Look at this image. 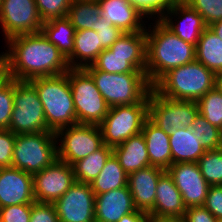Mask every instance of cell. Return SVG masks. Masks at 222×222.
<instances>
[{
    "label": "cell",
    "instance_id": "6da1fadb",
    "mask_svg": "<svg viewBox=\"0 0 222 222\" xmlns=\"http://www.w3.org/2000/svg\"><path fill=\"white\" fill-rule=\"evenodd\" d=\"M5 42L8 49L0 54L10 79L30 81L61 75L70 69L67 59L42 32L16 35Z\"/></svg>",
    "mask_w": 222,
    "mask_h": 222
},
{
    "label": "cell",
    "instance_id": "7a4b0ae2",
    "mask_svg": "<svg viewBox=\"0 0 222 222\" xmlns=\"http://www.w3.org/2000/svg\"><path fill=\"white\" fill-rule=\"evenodd\" d=\"M145 31L146 77L151 86L171 69L196 60L195 45L182 40L160 19L148 24Z\"/></svg>",
    "mask_w": 222,
    "mask_h": 222
},
{
    "label": "cell",
    "instance_id": "3957f363",
    "mask_svg": "<svg viewBox=\"0 0 222 222\" xmlns=\"http://www.w3.org/2000/svg\"><path fill=\"white\" fill-rule=\"evenodd\" d=\"M43 105L49 131L76 125L77 118L69 82V70L61 75L38 77L28 81Z\"/></svg>",
    "mask_w": 222,
    "mask_h": 222
},
{
    "label": "cell",
    "instance_id": "277c9868",
    "mask_svg": "<svg viewBox=\"0 0 222 222\" xmlns=\"http://www.w3.org/2000/svg\"><path fill=\"white\" fill-rule=\"evenodd\" d=\"M214 84L215 73L195 60L165 73L152 89L169 99L197 102Z\"/></svg>",
    "mask_w": 222,
    "mask_h": 222
},
{
    "label": "cell",
    "instance_id": "5b68a950",
    "mask_svg": "<svg viewBox=\"0 0 222 222\" xmlns=\"http://www.w3.org/2000/svg\"><path fill=\"white\" fill-rule=\"evenodd\" d=\"M93 78L96 87L109 107L149 103L152 86L144 72L107 73L92 65L84 68Z\"/></svg>",
    "mask_w": 222,
    "mask_h": 222
},
{
    "label": "cell",
    "instance_id": "8992f818",
    "mask_svg": "<svg viewBox=\"0 0 222 222\" xmlns=\"http://www.w3.org/2000/svg\"><path fill=\"white\" fill-rule=\"evenodd\" d=\"M146 31L124 33L103 50L92 66L107 73L144 72L146 74Z\"/></svg>",
    "mask_w": 222,
    "mask_h": 222
},
{
    "label": "cell",
    "instance_id": "52a82bcc",
    "mask_svg": "<svg viewBox=\"0 0 222 222\" xmlns=\"http://www.w3.org/2000/svg\"><path fill=\"white\" fill-rule=\"evenodd\" d=\"M57 159L56 135L52 131L16 135L12 167L34 175Z\"/></svg>",
    "mask_w": 222,
    "mask_h": 222
},
{
    "label": "cell",
    "instance_id": "ba28073f",
    "mask_svg": "<svg viewBox=\"0 0 222 222\" xmlns=\"http://www.w3.org/2000/svg\"><path fill=\"white\" fill-rule=\"evenodd\" d=\"M69 82L78 124L99 125L108 114L109 105L84 68H70Z\"/></svg>",
    "mask_w": 222,
    "mask_h": 222
},
{
    "label": "cell",
    "instance_id": "9c48e42d",
    "mask_svg": "<svg viewBox=\"0 0 222 222\" xmlns=\"http://www.w3.org/2000/svg\"><path fill=\"white\" fill-rule=\"evenodd\" d=\"M13 111L9 130L16 134L49 131L43 105L36 89L28 81L14 80Z\"/></svg>",
    "mask_w": 222,
    "mask_h": 222
},
{
    "label": "cell",
    "instance_id": "30bf717a",
    "mask_svg": "<svg viewBox=\"0 0 222 222\" xmlns=\"http://www.w3.org/2000/svg\"><path fill=\"white\" fill-rule=\"evenodd\" d=\"M149 103L114 106L98 125L103 144L115 147L128 140L131 136L141 133L148 119Z\"/></svg>",
    "mask_w": 222,
    "mask_h": 222
},
{
    "label": "cell",
    "instance_id": "8fae6325",
    "mask_svg": "<svg viewBox=\"0 0 222 222\" xmlns=\"http://www.w3.org/2000/svg\"><path fill=\"white\" fill-rule=\"evenodd\" d=\"M198 114L199 107L195 101L169 99L153 89L149 92L148 119L165 133L189 128Z\"/></svg>",
    "mask_w": 222,
    "mask_h": 222
},
{
    "label": "cell",
    "instance_id": "7c38bea8",
    "mask_svg": "<svg viewBox=\"0 0 222 222\" xmlns=\"http://www.w3.org/2000/svg\"><path fill=\"white\" fill-rule=\"evenodd\" d=\"M55 135L57 159L71 166L103 145L98 125L76 124L58 130Z\"/></svg>",
    "mask_w": 222,
    "mask_h": 222
},
{
    "label": "cell",
    "instance_id": "4fadbf2b",
    "mask_svg": "<svg viewBox=\"0 0 222 222\" xmlns=\"http://www.w3.org/2000/svg\"><path fill=\"white\" fill-rule=\"evenodd\" d=\"M42 25L35 0H0V26L5 41L16 35L41 32Z\"/></svg>",
    "mask_w": 222,
    "mask_h": 222
},
{
    "label": "cell",
    "instance_id": "5bb4252c",
    "mask_svg": "<svg viewBox=\"0 0 222 222\" xmlns=\"http://www.w3.org/2000/svg\"><path fill=\"white\" fill-rule=\"evenodd\" d=\"M75 182L73 167L56 159L51 165L33 175L35 201L54 203Z\"/></svg>",
    "mask_w": 222,
    "mask_h": 222
},
{
    "label": "cell",
    "instance_id": "9a60e30c",
    "mask_svg": "<svg viewBox=\"0 0 222 222\" xmlns=\"http://www.w3.org/2000/svg\"><path fill=\"white\" fill-rule=\"evenodd\" d=\"M53 204L59 222H95V194L88 183L75 182Z\"/></svg>",
    "mask_w": 222,
    "mask_h": 222
},
{
    "label": "cell",
    "instance_id": "2e32d148",
    "mask_svg": "<svg viewBox=\"0 0 222 222\" xmlns=\"http://www.w3.org/2000/svg\"><path fill=\"white\" fill-rule=\"evenodd\" d=\"M181 193L184 205L203 206L210 185L194 162L172 163L166 170Z\"/></svg>",
    "mask_w": 222,
    "mask_h": 222
},
{
    "label": "cell",
    "instance_id": "e0dca14e",
    "mask_svg": "<svg viewBox=\"0 0 222 222\" xmlns=\"http://www.w3.org/2000/svg\"><path fill=\"white\" fill-rule=\"evenodd\" d=\"M160 20L182 40L195 46L202 32L208 27L203 17L184 1H175Z\"/></svg>",
    "mask_w": 222,
    "mask_h": 222
},
{
    "label": "cell",
    "instance_id": "ac0fdd59",
    "mask_svg": "<svg viewBox=\"0 0 222 222\" xmlns=\"http://www.w3.org/2000/svg\"><path fill=\"white\" fill-rule=\"evenodd\" d=\"M34 202L33 175L13 167L0 168V208Z\"/></svg>",
    "mask_w": 222,
    "mask_h": 222
},
{
    "label": "cell",
    "instance_id": "d6986e66",
    "mask_svg": "<svg viewBox=\"0 0 222 222\" xmlns=\"http://www.w3.org/2000/svg\"><path fill=\"white\" fill-rule=\"evenodd\" d=\"M100 16L119 28L123 33L145 31L146 16L129 0H97ZM143 19H145L143 21ZM145 22V23H144Z\"/></svg>",
    "mask_w": 222,
    "mask_h": 222
},
{
    "label": "cell",
    "instance_id": "ffe728a7",
    "mask_svg": "<svg viewBox=\"0 0 222 222\" xmlns=\"http://www.w3.org/2000/svg\"><path fill=\"white\" fill-rule=\"evenodd\" d=\"M165 172L160 167L148 166L128 174L127 185L137 210L148 213L153 208L157 183Z\"/></svg>",
    "mask_w": 222,
    "mask_h": 222
},
{
    "label": "cell",
    "instance_id": "44dd1931",
    "mask_svg": "<svg viewBox=\"0 0 222 222\" xmlns=\"http://www.w3.org/2000/svg\"><path fill=\"white\" fill-rule=\"evenodd\" d=\"M94 209L95 222H118L137 210L128 185L95 195Z\"/></svg>",
    "mask_w": 222,
    "mask_h": 222
},
{
    "label": "cell",
    "instance_id": "7402d4cb",
    "mask_svg": "<svg viewBox=\"0 0 222 222\" xmlns=\"http://www.w3.org/2000/svg\"><path fill=\"white\" fill-rule=\"evenodd\" d=\"M187 207L173 179L165 172L158 180L155 203L148 214L158 217L183 218Z\"/></svg>",
    "mask_w": 222,
    "mask_h": 222
},
{
    "label": "cell",
    "instance_id": "603a6c76",
    "mask_svg": "<svg viewBox=\"0 0 222 222\" xmlns=\"http://www.w3.org/2000/svg\"><path fill=\"white\" fill-rule=\"evenodd\" d=\"M113 154L127 175L151 166L142 132L113 147Z\"/></svg>",
    "mask_w": 222,
    "mask_h": 222
},
{
    "label": "cell",
    "instance_id": "cb8c5ba5",
    "mask_svg": "<svg viewBox=\"0 0 222 222\" xmlns=\"http://www.w3.org/2000/svg\"><path fill=\"white\" fill-rule=\"evenodd\" d=\"M142 134L148 151L151 166L167 170L171 165V148L169 134L147 119Z\"/></svg>",
    "mask_w": 222,
    "mask_h": 222
},
{
    "label": "cell",
    "instance_id": "d4e9b609",
    "mask_svg": "<svg viewBox=\"0 0 222 222\" xmlns=\"http://www.w3.org/2000/svg\"><path fill=\"white\" fill-rule=\"evenodd\" d=\"M102 51L96 31L92 29L76 31L73 52L67 58L69 68H85L92 65Z\"/></svg>",
    "mask_w": 222,
    "mask_h": 222
},
{
    "label": "cell",
    "instance_id": "484cf974",
    "mask_svg": "<svg viewBox=\"0 0 222 222\" xmlns=\"http://www.w3.org/2000/svg\"><path fill=\"white\" fill-rule=\"evenodd\" d=\"M193 130L180 128L169 134L171 148V164L181 162L197 163L199 158L206 152L200 139L192 135Z\"/></svg>",
    "mask_w": 222,
    "mask_h": 222
},
{
    "label": "cell",
    "instance_id": "4316f807",
    "mask_svg": "<svg viewBox=\"0 0 222 222\" xmlns=\"http://www.w3.org/2000/svg\"><path fill=\"white\" fill-rule=\"evenodd\" d=\"M41 32L67 59L73 52L75 28L67 17L44 21Z\"/></svg>",
    "mask_w": 222,
    "mask_h": 222
},
{
    "label": "cell",
    "instance_id": "83f0119b",
    "mask_svg": "<svg viewBox=\"0 0 222 222\" xmlns=\"http://www.w3.org/2000/svg\"><path fill=\"white\" fill-rule=\"evenodd\" d=\"M196 47V61L215 74L222 72V40L207 27L201 34Z\"/></svg>",
    "mask_w": 222,
    "mask_h": 222
},
{
    "label": "cell",
    "instance_id": "f1b7e54d",
    "mask_svg": "<svg viewBox=\"0 0 222 222\" xmlns=\"http://www.w3.org/2000/svg\"><path fill=\"white\" fill-rule=\"evenodd\" d=\"M113 154V148L103 144L92 154L75 162L72 167L76 182L90 184L101 172L106 161Z\"/></svg>",
    "mask_w": 222,
    "mask_h": 222
},
{
    "label": "cell",
    "instance_id": "f546056e",
    "mask_svg": "<svg viewBox=\"0 0 222 222\" xmlns=\"http://www.w3.org/2000/svg\"><path fill=\"white\" fill-rule=\"evenodd\" d=\"M128 175L112 154L106 161L105 166L91 183V189L95 195L127 186Z\"/></svg>",
    "mask_w": 222,
    "mask_h": 222
},
{
    "label": "cell",
    "instance_id": "4dcf8cb0",
    "mask_svg": "<svg viewBox=\"0 0 222 222\" xmlns=\"http://www.w3.org/2000/svg\"><path fill=\"white\" fill-rule=\"evenodd\" d=\"M76 31L92 29L96 31L100 18L97 0H73L67 16Z\"/></svg>",
    "mask_w": 222,
    "mask_h": 222
},
{
    "label": "cell",
    "instance_id": "1f68e13d",
    "mask_svg": "<svg viewBox=\"0 0 222 222\" xmlns=\"http://www.w3.org/2000/svg\"><path fill=\"white\" fill-rule=\"evenodd\" d=\"M197 164L210 186L222 185V147L216 150H206Z\"/></svg>",
    "mask_w": 222,
    "mask_h": 222
},
{
    "label": "cell",
    "instance_id": "d6a6232c",
    "mask_svg": "<svg viewBox=\"0 0 222 222\" xmlns=\"http://www.w3.org/2000/svg\"><path fill=\"white\" fill-rule=\"evenodd\" d=\"M192 135L200 139L205 150H216L222 147V130L208 122L200 113L190 126Z\"/></svg>",
    "mask_w": 222,
    "mask_h": 222
},
{
    "label": "cell",
    "instance_id": "836d02e7",
    "mask_svg": "<svg viewBox=\"0 0 222 222\" xmlns=\"http://www.w3.org/2000/svg\"><path fill=\"white\" fill-rule=\"evenodd\" d=\"M199 113L212 125L222 130V93L215 87L197 101Z\"/></svg>",
    "mask_w": 222,
    "mask_h": 222
},
{
    "label": "cell",
    "instance_id": "e575fe53",
    "mask_svg": "<svg viewBox=\"0 0 222 222\" xmlns=\"http://www.w3.org/2000/svg\"><path fill=\"white\" fill-rule=\"evenodd\" d=\"M184 2L203 17L207 26L222 20V0H185Z\"/></svg>",
    "mask_w": 222,
    "mask_h": 222
},
{
    "label": "cell",
    "instance_id": "d590c367",
    "mask_svg": "<svg viewBox=\"0 0 222 222\" xmlns=\"http://www.w3.org/2000/svg\"><path fill=\"white\" fill-rule=\"evenodd\" d=\"M72 2L73 0H35L43 22L52 18L66 17Z\"/></svg>",
    "mask_w": 222,
    "mask_h": 222
},
{
    "label": "cell",
    "instance_id": "8d00e7d4",
    "mask_svg": "<svg viewBox=\"0 0 222 222\" xmlns=\"http://www.w3.org/2000/svg\"><path fill=\"white\" fill-rule=\"evenodd\" d=\"M14 80L8 79L0 87V128L8 129L13 111Z\"/></svg>",
    "mask_w": 222,
    "mask_h": 222
},
{
    "label": "cell",
    "instance_id": "74e56055",
    "mask_svg": "<svg viewBox=\"0 0 222 222\" xmlns=\"http://www.w3.org/2000/svg\"><path fill=\"white\" fill-rule=\"evenodd\" d=\"M148 20L160 19L169 10L175 0H129ZM157 16V17H156ZM153 18V19H152Z\"/></svg>",
    "mask_w": 222,
    "mask_h": 222
},
{
    "label": "cell",
    "instance_id": "f35d334b",
    "mask_svg": "<svg viewBox=\"0 0 222 222\" xmlns=\"http://www.w3.org/2000/svg\"><path fill=\"white\" fill-rule=\"evenodd\" d=\"M98 22L96 32L100 38L101 47L103 50L109 49L124 33L102 16H100Z\"/></svg>",
    "mask_w": 222,
    "mask_h": 222
},
{
    "label": "cell",
    "instance_id": "ab89813d",
    "mask_svg": "<svg viewBox=\"0 0 222 222\" xmlns=\"http://www.w3.org/2000/svg\"><path fill=\"white\" fill-rule=\"evenodd\" d=\"M16 134L0 128V168L12 167Z\"/></svg>",
    "mask_w": 222,
    "mask_h": 222
},
{
    "label": "cell",
    "instance_id": "60d3db41",
    "mask_svg": "<svg viewBox=\"0 0 222 222\" xmlns=\"http://www.w3.org/2000/svg\"><path fill=\"white\" fill-rule=\"evenodd\" d=\"M31 204L0 208V222H30Z\"/></svg>",
    "mask_w": 222,
    "mask_h": 222
},
{
    "label": "cell",
    "instance_id": "b9f144b4",
    "mask_svg": "<svg viewBox=\"0 0 222 222\" xmlns=\"http://www.w3.org/2000/svg\"><path fill=\"white\" fill-rule=\"evenodd\" d=\"M30 222H59L54 204L36 201L32 203Z\"/></svg>",
    "mask_w": 222,
    "mask_h": 222
},
{
    "label": "cell",
    "instance_id": "7bdbcfd3",
    "mask_svg": "<svg viewBox=\"0 0 222 222\" xmlns=\"http://www.w3.org/2000/svg\"><path fill=\"white\" fill-rule=\"evenodd\" d=\"M217 220L222 218V185L210 186L203 205Z\"/></svg>",
    "mask_w": 222,
    "mask_h": 222
},
{
    "label": "cell",
    "instance_id": "ee69618b",
    "mask_svg": "<svg viewBox=\"0 0 222 222\" xmlns=\"http://www.w3.org/2000/svg\"><path fill=\"white\" fill-rule=\"evenodd\" d=\"M183 222H218V220L204 206H191L187 207Z\"/></svg>",
    "mask_w": 222,
    "mask_h": 222
},
{
    "label": "cell",
    "instance_id": "f6af8a7d",
    "mask_svg": "<svg viewBox=\"0 0 222 222\" xmlns=\"http://www.w3.org/2000/svg\"><path fill=\"white\" fill-rule=\"evenodd\" d=\"M148 215L147 212L136 210L135 212L124 215L118 222H146Z\"/></svg>",
    "mask_w": 222,
    "mask_h": 222
},
{
    "label": "cell",
    "instance_id": "bcb514c9",
    "mask_svg": "<svg viewBox=\"0 0 222 222\" xmlns=\"http://www.w3.org/2000/svg\"><path fill=\"white\" fill-rule=\"evenodd\" d=\"M146 222H183V218L158 217L149 214Z\"/></svg>",
    "mask_w": 222,
    "mask_h": 222
},
{
    "label": "cell",
    "instance_id": "7dc6e473",
    "mask_svg": "<svg viewBox=\"0 0 222 222\" xmlns=\"http://www.w3.org/2000/svg\"><path fill=\"white\" fill-rule=\"evenodd\" d=\"M5 63L0 59V87L9 79Z\"/></svg>",
    "mask_w": 222,
    "mask_h": 222
},
{
    "label": "cell",
    "instance_id": "c3c4849f",
    "mask_svg": "<svg viewBox=\"0 0 222 222\" xmlns=\"http://www.w3.org/2000/svg\"><path fill=\"white\" fill-rule=\"evenodd\" d=\"M208 27L222 40V20L216 21Z\"/></svg>",
    "mask_w": 222,
    "mask_h": 222
},
{
    "label": "cell",
    "instance_id": "681fc988",
    "mask_svg": "<svg viewBox=\"0 0 222 222\" xmlns=\"http://www.w3.org/2000/svg\"><path fill=\"white\" fill-rule=\"evenodd\" d=\"M214 87L222 93V72L215 74V84Z\"/></svg>",
    "mask_w": 222,
    "mask_h": 222
}]
</instances>
